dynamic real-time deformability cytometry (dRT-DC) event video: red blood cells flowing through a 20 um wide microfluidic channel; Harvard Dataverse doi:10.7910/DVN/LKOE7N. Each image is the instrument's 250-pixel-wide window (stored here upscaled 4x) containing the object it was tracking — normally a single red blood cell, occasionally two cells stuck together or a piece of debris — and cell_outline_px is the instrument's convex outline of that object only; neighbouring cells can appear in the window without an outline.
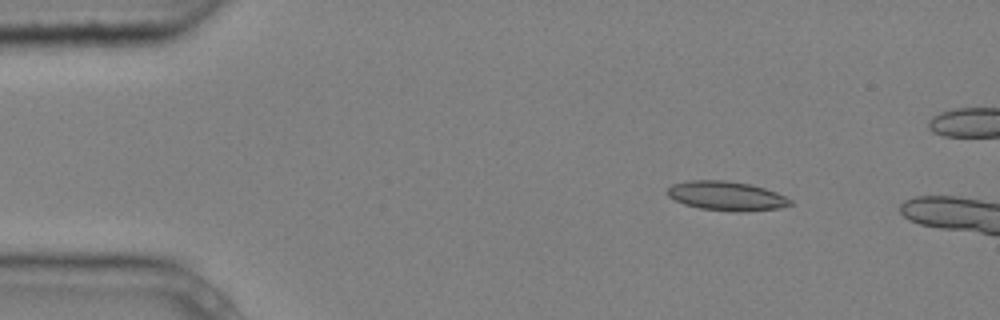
{"species": "common noctule bat (a hibernating species)", "species_latin": "Nyctalus noctula", "temperature_condition": "cold", "stored_images_in_passage": 4, "camera_frame_rate_fps": 3000, "um_per_image_px": 0.085, "animal": {"sex": "male", "body_mass_g": 20.4}, "frame": {"image": 1, "passage_image": 2, "time_ms": 0.333, "image_size_px": [1000, 320], "cell_outline_px": [[792, 204], [780, 208], [740, 212], [736, 212], [700, 208], [684, 204], [668, 196], [664, 192], [672, 184], [688, 180], [724, 180], [748, 184], [764, 188], [776, 192], [792, 200]], "centroid_in_image_um": [61.72, 16.65], "position_along_channel_um": 23.3, "area_um2": 20.92}}